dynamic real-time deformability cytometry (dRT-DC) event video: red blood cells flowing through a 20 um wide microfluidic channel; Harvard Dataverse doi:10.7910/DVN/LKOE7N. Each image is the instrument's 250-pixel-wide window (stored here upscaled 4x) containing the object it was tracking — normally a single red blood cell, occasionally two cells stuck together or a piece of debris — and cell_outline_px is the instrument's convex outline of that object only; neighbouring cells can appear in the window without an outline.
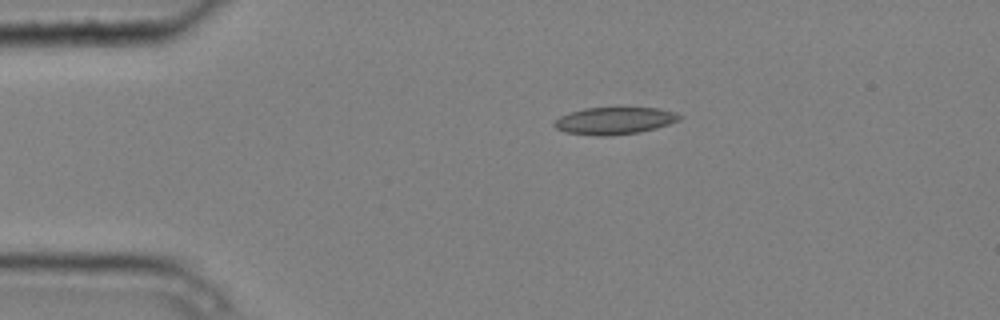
{"species": "common noctule bat (a hibernating species)", "species_latin": "Nyctalus noctula", "temperature_condition": "cold", "stored_images_in_passage": 4, "camera_frame_rate_fps": 3000, "um_per_image_px": 0.085, "animal": {"sex": "male", "body_mass_g": 20.4}, "frame": {"image": 1, "passage_image": 1, "time_ms": 0.0, "image_size_px": [1000, 320], "cell_outline_px": [[684, 116], [680, 120], [656, 128], [640, 132], [608, 136], [596, 136], [564, 132], [556, 128], [552, 124], [560, 116], [584, 108], [660, 108], [676, 112]], "centroid_in_image_um": [52.26, 10.27], "position_along_channel_um": 32.7, "area_um2": 19.88}}
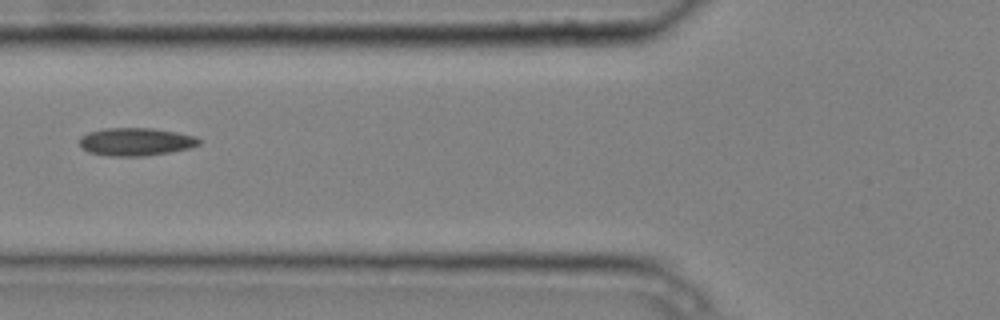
{"frame": {"image": 2, "passage_image": 4, "time_ms": 1.0, "image_size_px": [1000, 320], "cell_outline_px": [[200, 144], [188, 148], [172, 152], [144, 156], [108, 156], [88, 152], [80, 148], [80, 136], [88, 132], [104, 128], [152, 128], [176, 132], [196, 136], [200, 140]], "centroid_in_image_um": [11.51, 12.05], "position_along_channel_um": 114.3, "area_um2": 19.59}}